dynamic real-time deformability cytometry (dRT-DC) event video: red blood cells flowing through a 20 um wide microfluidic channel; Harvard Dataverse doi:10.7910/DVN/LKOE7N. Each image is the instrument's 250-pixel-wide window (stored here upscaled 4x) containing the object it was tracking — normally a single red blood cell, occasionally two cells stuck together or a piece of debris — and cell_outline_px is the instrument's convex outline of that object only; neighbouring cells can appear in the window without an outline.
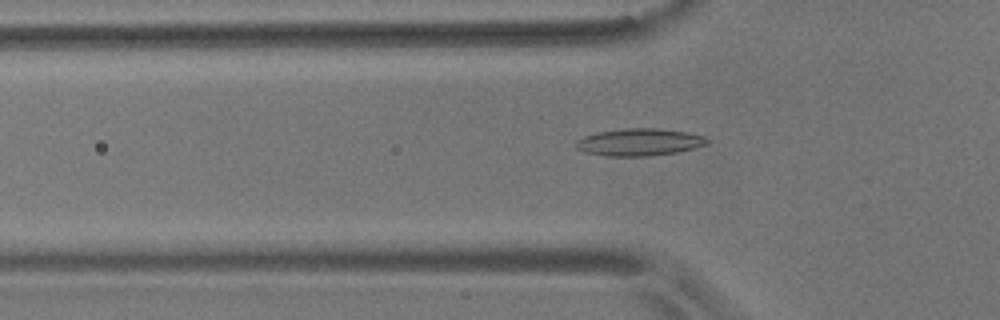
{"species": "common noctule bat (a hibernating species)", "species_latin": "Nyctalus noctula", "temperature_condition": "room temperature", "stored_images_in_passage": 55, "camera_frame_rate_fps": 3000, "um_per_image_px": 0.085, "animal": {"sex": "male", "body_mass_g": 17.9}, "frame": {"image": 1, "passage_image": 18, "time_ms": 5.667, "image_size_px": [1000, 320], "cell_outline_px": [[708, 144], [676, 152], [648, 156], [604, 156], [584, 152], [576, 148], [572, 144], [576, 140], [584, 136], [600, 132], [624, 128], [656, 128], [684, 132], [704, 136], [708, 140]], "centroid_in_image_um": [54.27, 12.09], "position_along_channel_um": 71.5, "area_um2": 20.75}}
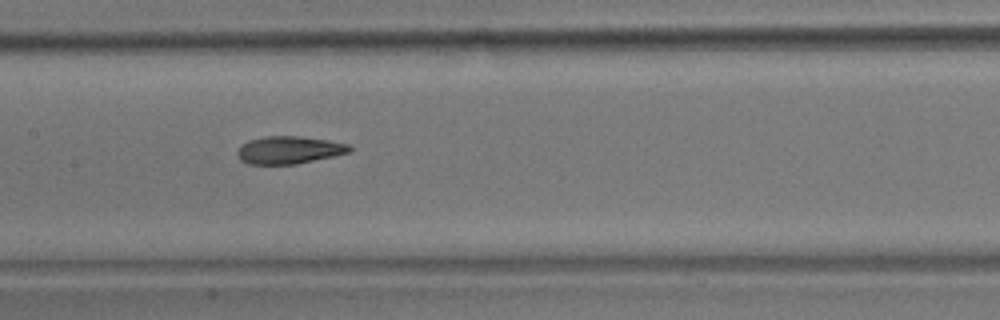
{"frame": {"image": 2, "passage_image": 27, "time_ms": 8.667, "image_size_px": [1000, 320], "cell_outline_px": [[352, 148], [348, 152], [332, 156], [296, 164], [248, 164], [240, 160], [236, 156], [236, 152], [240, 144], [248, 140], [264, 136], [296, 136], [328, 140], [348, 144]], "centroid_in_image_um": [24.48, 12.75], "position_along_channel_um": 182.9, "area_um2": 18.03}}
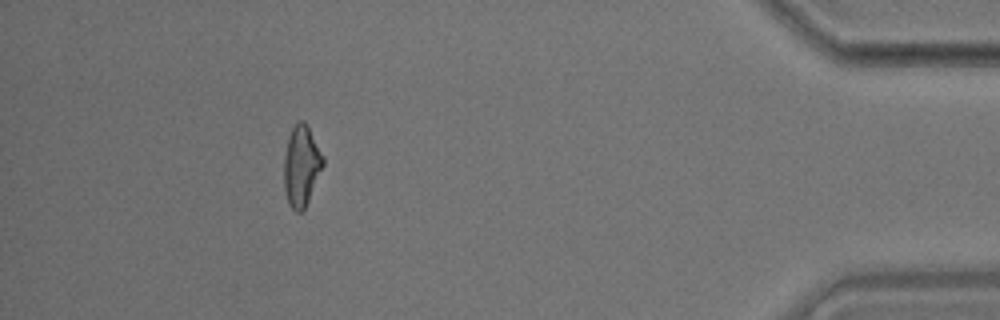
{"frame": {"image": 3, "passage_image": 50, "time_ms": 16.333, "image_size_px": [1000, 320], "cell_outline_px": [[324, 164], [308, 200], [304, 208], [300, 212], [296, 212], [288, 204], [284, 188], [284, 156], [288, 136], [292, 128], [300, 120], [304, 120], [324, 156]], "centroid_in_image_um": [25.61, 14.09], "position_along_channel_um": 409.6, "area_um2": 18.21}, "authors_computed_cell_mechanics": {"area_um2": 18.4382, "velocity_mm_per_s": 3.6794, "shape_relaxation_time_tau1_ms": 4.3474, "shape_relaxation_time_tau2_ms": 3.5079, "deformation_change_tau1": 0.1465, "deformation_change_tau2": 0.1172}}